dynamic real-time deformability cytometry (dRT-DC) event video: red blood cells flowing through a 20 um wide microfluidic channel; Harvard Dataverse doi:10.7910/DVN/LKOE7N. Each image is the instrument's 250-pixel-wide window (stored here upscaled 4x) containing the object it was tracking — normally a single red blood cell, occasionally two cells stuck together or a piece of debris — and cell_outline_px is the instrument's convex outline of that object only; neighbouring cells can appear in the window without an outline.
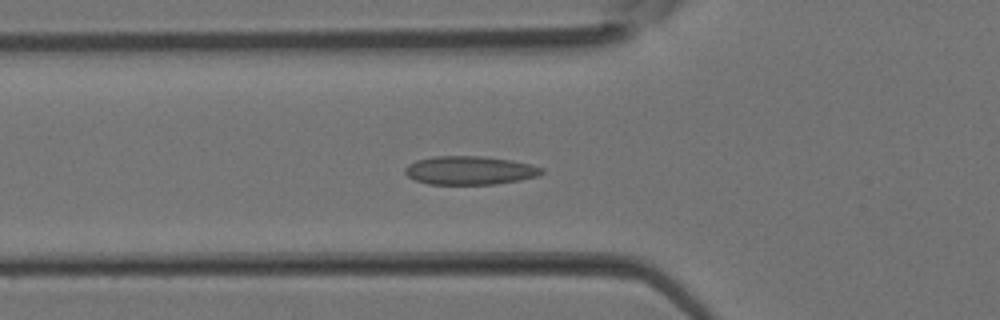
{"species": "Egyptian fruit bat (a non-hibernating species)", "species_latin": "Rousettus aegyptiacus", "temperature_condition": "room temperature", "stored_images_in_passage": 36, "camera_frame_rate_fps": 3000, "um_per_image_px": 0.085, "animal": {"sex": "female"}, "frame": {"image": 1, "passage_image": 13, "time_ms": 4.0, "image_size_px": [1000, 320], "cell_outline_px": [[544, 172], [540, 176], [520, 180], [492, 184], [428, 184], [416, 180], [408, 176], [404, 172], [404, 168], [408, 164], [416, 160], [432, 156], [480, 156], [512, 160], [544, 168]], "centroid_in_image_um": [39.93, 14.48], "position_along_channel_um": 85.9, "area_um2": 22.77}}
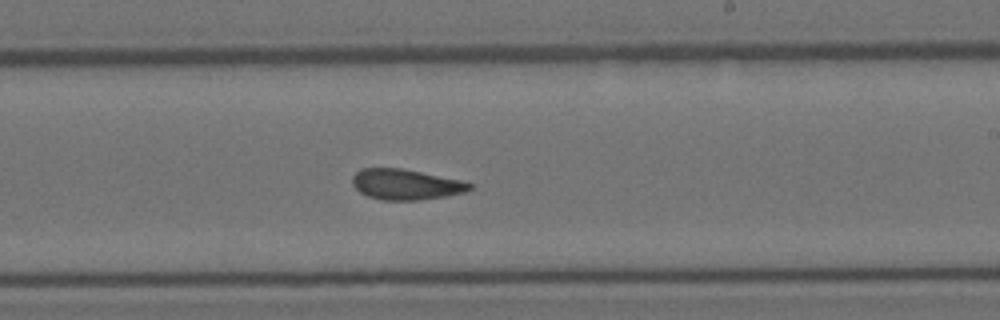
{"frame": {"image": 2, "passage_image": 22, "time_ms": 7.0, "image_size_px": [1000, 320], "cell_outline_px": [[472, 188], [464, 192], [444, 196], [420, 200], [380, 200], [368, 196], [360, 192], [352, 184], [352, 176], [360, 168], [404, 168], [460, 180], [472, 184]], "centroid_in_image_um": [34.45, 15.67], "position_along_channel_um": 254.5, "area_um2": 20.87}}
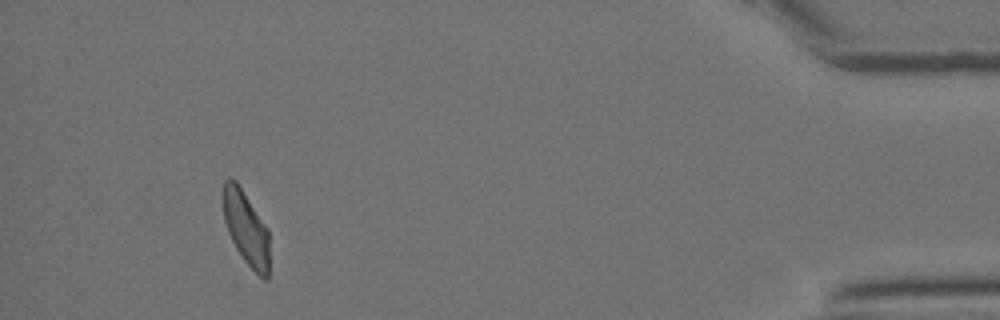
{"frame": {"image": 3, "passage_image": 34, "time_ms": 11.0, "image_size_px": [1000, 320], "cell_outline_px": [[268, 276], [264, 280], [244, 260], [236, 248], [228, 232], [224, 220], [224, 180], [228, 176], [236, 180], [268, 228]], "centroid_in_image_um": [20.91, 19.35], "position_along_channel_um": 414.3, "area_um2": 19.54}}